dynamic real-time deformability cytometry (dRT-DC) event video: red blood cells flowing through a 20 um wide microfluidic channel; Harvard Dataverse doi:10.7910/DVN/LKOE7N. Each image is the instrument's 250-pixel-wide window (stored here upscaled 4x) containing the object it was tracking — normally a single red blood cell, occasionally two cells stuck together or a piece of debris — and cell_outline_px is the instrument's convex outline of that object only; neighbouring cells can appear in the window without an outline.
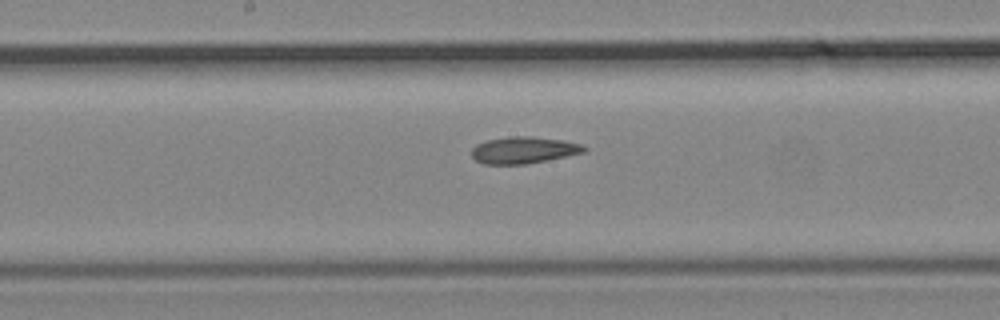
{"species": "common noctule bat (a hibernating species)", "species_latin": "Nyctalus noctula", "temperature_condition": "cold", "stored_images_in_passage": 8, "camera_frame_rate_fps": 3000, "um_per_image_px": 0.085, "animal": {"sex": "male", "body_mass_g": 19.2, "forearm_length_mm": 51.8}, "frame": {"image": 1, "passage_image": 8, "time_ms": 2.333, "image_size_px": [1000, 320], "cell_outline_px": [[588, 148], [584, 152], [528, 164], [484, 164], [476, 160], [472, 156], [472, 148], [476, 144], [488, 140], [512, 136], [532, 136], [564, 140], [584, 144]], "centroid_in_image_um": [44.54, 12.75], "position_along_channel_um": 203.7, "area_um2": 17.57}}